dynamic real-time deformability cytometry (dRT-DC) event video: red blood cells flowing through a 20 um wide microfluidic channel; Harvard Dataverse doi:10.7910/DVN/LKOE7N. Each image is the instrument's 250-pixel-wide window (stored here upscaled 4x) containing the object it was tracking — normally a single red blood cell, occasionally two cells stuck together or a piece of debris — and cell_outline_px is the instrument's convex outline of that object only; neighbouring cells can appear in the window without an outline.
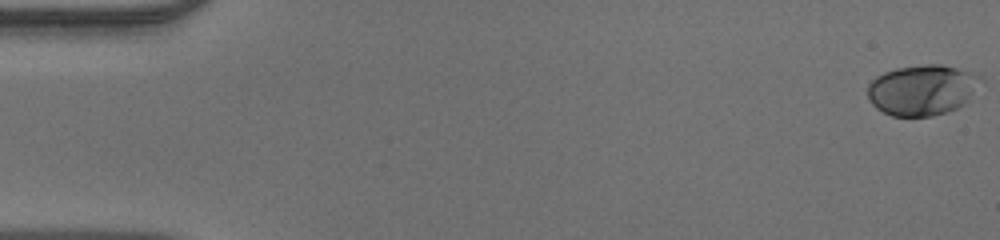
{"species": "human", "species_latin": "Homo sapiens", "temperature_condition": "warm", "stored_images_in_passage": 50, "camera_frame_rate_fps": 3000, "um_per_image_px": 0.085, "donor": {"sex": "male"}, "frame": {"image": 1, "passage_image": 1, "time_ms": 0.0, "image_size_px": [1000, 240], "cell_outline_px": [[984, 80], [964, 104], [948, 112], [932, 116], [892, 116], [876, 108], [872, 104], [868, 96], [868, 84], [876, 76], [884, 72], [896, 68], [924, 64], [940, 64], [956, 68], [980, 76]], "centroid_in_image_um": [78.38, 7.64], "position_along_channel_um": 6.6, "area_um2": 33.29}}
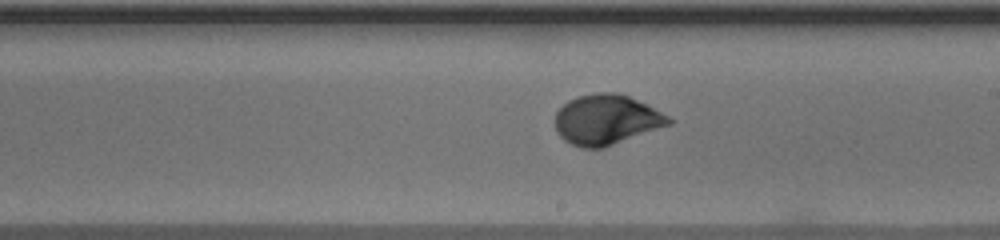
{"frame": {"image": 2, "passage_image": 29, "time_ms": 9.333, "image_size_px": [1000, 240], "cell_outline_px": [[672, 124], [604, 148], [580, 148], [564, 140], [556, 132], [556, 112], [568, 100], [576, 96], [596, 92], [616, 92], [628, 96], [668, 116], [672, 120]], "centroid_in_image_um": [51.51, 10.18], "position_along_channel_um": 237.5, "area_um2": 33.06}}
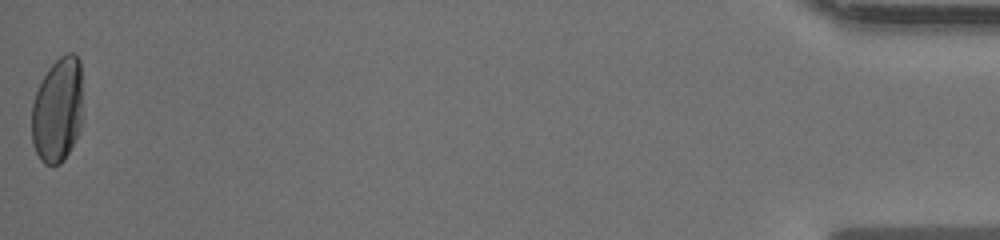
{"frame": {"image": 3, "passage_image": 50, "time_ms": 16.333, "image_size_px": [1000, 240], "cell_outline_px": [[80, 128], [64, 160], [60, 164], [52, 168], [44, 164], [40, 160], [32, 144], [32, 104], [36, 92], [48, 68], [60, 56], [68, 52], [76, 52], [80, 60]], "centroid_in_image_um": [4.86, 9.37], "position_along_channel_um": 430.3, "area_um2": 31.1}}